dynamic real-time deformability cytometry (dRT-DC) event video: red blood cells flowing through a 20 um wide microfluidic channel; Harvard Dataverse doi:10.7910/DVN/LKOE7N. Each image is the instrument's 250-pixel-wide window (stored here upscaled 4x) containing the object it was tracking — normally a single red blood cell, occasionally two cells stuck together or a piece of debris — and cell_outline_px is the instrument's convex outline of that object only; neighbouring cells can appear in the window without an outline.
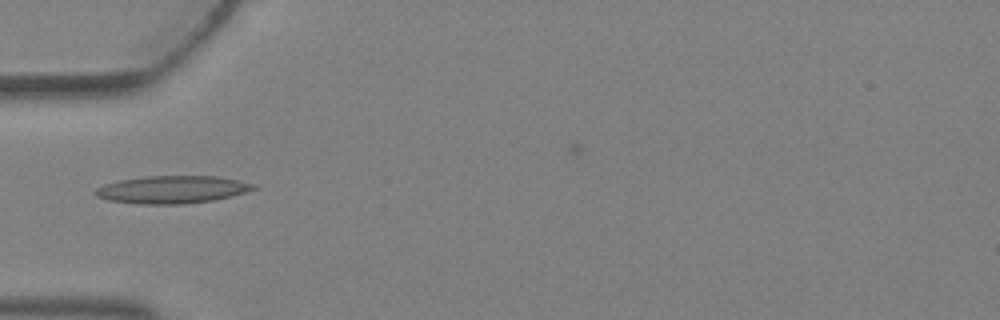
{"species": "Egyptian fruit bat (a non-hibernating species)", "species_latin": "Rousettus aegyptiacus", "temperature_condition": "warm", "stored_images_in_passage": 3, "camera_frame_rate_fps": 3000, "um_per_image_px": 0.085, "animal": {"sex": "female"}, "frame": {"image": 1, "passage_image": 3, "time_ms": 0.667, "image_size_px": [1000, 320], "cell_outline_px": [[260, 188], [232, 196], [212, 200], [180, 204], [136, 204], [108, 200], [96, 196], [92, 192], [96, 188], [104, 184], [120, 180], [144, 176], [216, 176], [256, 184]], "centroid_in_image_um": [14.62, 16.11], "position_along_channel_um": 70.4, "area_um2": 25.55}}